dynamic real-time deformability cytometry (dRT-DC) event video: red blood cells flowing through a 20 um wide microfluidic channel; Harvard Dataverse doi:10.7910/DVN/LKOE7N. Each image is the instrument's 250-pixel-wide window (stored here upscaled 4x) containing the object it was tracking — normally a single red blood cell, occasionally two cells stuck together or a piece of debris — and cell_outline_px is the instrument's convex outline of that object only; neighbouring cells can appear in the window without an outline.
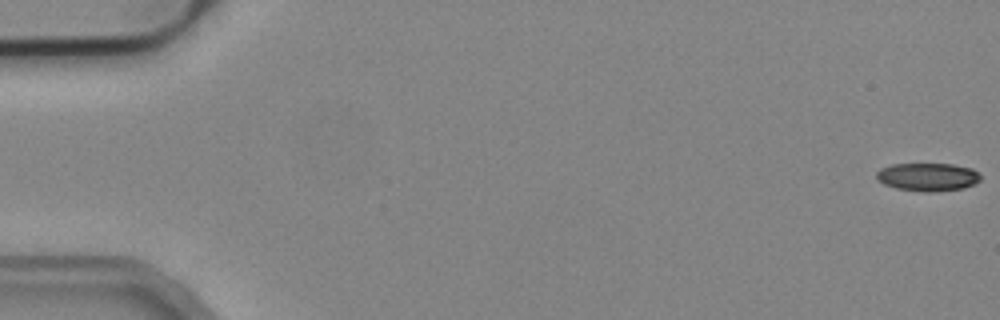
{"species": "common noctule bat (a hibernating species)", "species_latin": "Nyctalus noctula", "temperature_condition": "cold", "stored_images_in_passage": 54, "camera_frame_rate_fps": 3000, "um_per_image_px": 0.085, "animal": {"sex": "male", "body_mass_g": 19.2, "forearm_length_mm": 51.8}, "frame": {"image": 1, "passage_image": 1, "time_ms": 0.0, "image_size_px": [1000, 320], "cell_outline_px": [[980, 180], [964, 188], [932, 192], [924, 192], [896, 188], [884, 184], [876, 176], [876, 172], [880, 168], [892, 164], [952, 164], [972, 168], [980, 176]], "centroid_in_image_um": [78.84, 15.04], "position_along_channel_um": 6.2, "area_um2": 16.94}}
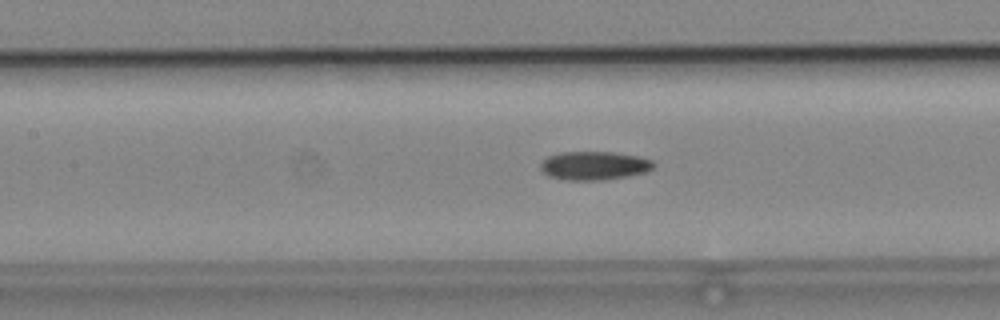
{"frame": {"image": 2, "passage_image": 25, "time_ms": 8.0, "image_size_px": [1000, 320], "cell_outline_px": [[656, 164], [648, 172], [624, 176], [592, 180], [568, 180], [548, 176], [540, 168], [540, 164], [548, 156], [560, 152], [616, 152], [640, 156], [652, 160]], "centroid_in_image_um": [50.52, 14.06], "position_along_channel_um": 156.9, "area_um2": 18.73}}
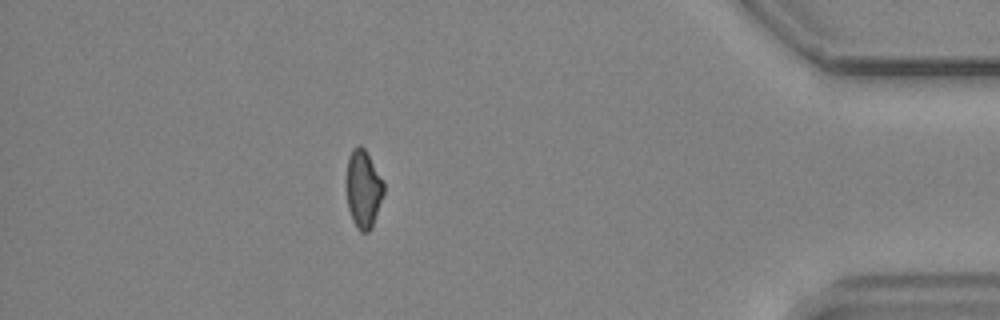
{"frame": {"image": 3, "passage_image": 48, "time_ms": 15.667, "image_size_px": [1000, 320], "cell_outline_px": [[384, 192], [372, 228], [368, 232], [360, 232], [356, 228], [352, 220], [348, 208], [348, 156], [352, 148], [356, 144], [360, 144], [364, 148], [384, 180]], "centroid_in_image_um": [30.91, 16.06], "position_along_channel_um": 404.3, "area_um2": 16.88}}